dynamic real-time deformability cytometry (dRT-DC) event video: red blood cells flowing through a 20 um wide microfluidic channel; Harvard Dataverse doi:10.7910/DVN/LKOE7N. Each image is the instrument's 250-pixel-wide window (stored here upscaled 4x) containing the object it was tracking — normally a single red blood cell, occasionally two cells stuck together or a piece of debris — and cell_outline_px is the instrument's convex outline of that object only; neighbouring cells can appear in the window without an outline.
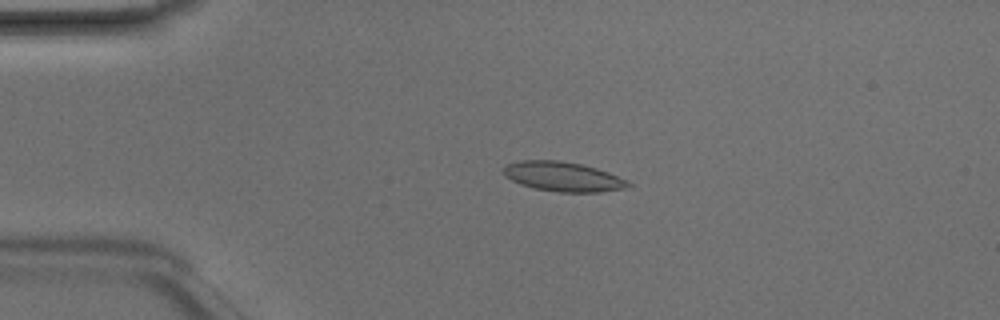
{"species": "Egyptian fruit bat (a non-hibernating species)", "species_latin": "Rousettus aegyptiacus", "temperature_condition": "room temperature", "stored_images_in_passage": 47, "camera_frame_rate_fps": 3000, "um_per_image_px": 0.085, "animal": {"sex": "male"}, "frame": {"image": 1, "passage_image": 10, "time_ms": 3.0, "image_size_px": [1000, 320], "cell_outline_px": [[632, 184], [628, 188], [600, 192], [560, 192], [536, 188], [520, 184], [504, 176], [504, 168], [508, 164], [520, 160], [560, 160], [580, 164], [596, 168], [608, 172], [628, 180]], "centroid_in_image_um": [47.89, 15.01], "position_along_channel_um": 37.1, "area_um2": 21.44}}
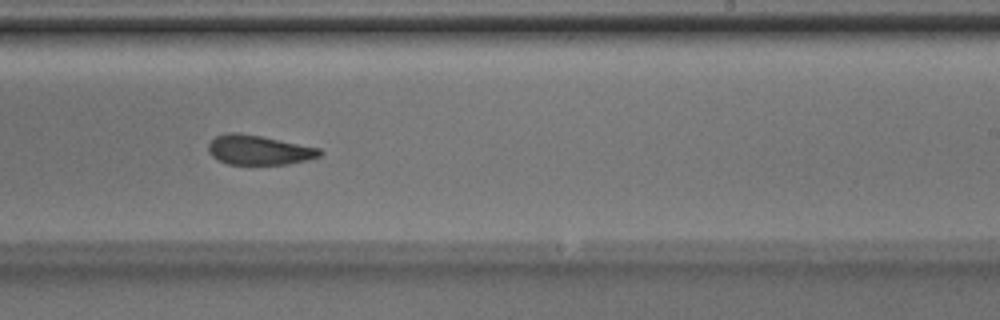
{"frame": {"image": 2, "passage_image": 29, "time_ms": 9.333, "image_size_px": [1000, 320], "cell_outline_px": [[324, 152], [320, 156], [308, 160], [288, 164], [228, 164], [212, 156], [208, 152], [208, 144], [216, 136], [228, 132], [236, 132], [260, 136], [320, 148]], "centroid_in_image_um": [22.01, 12.75], "position_along_channel_um": 267.0, "area_um2": 19.13}}
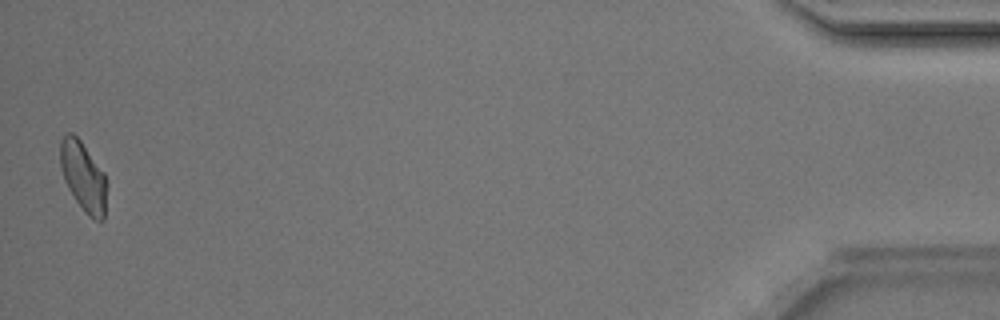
{"frame": {"image": 3, "passage_image": 47, "time_ms": 15.333, "image_size_px": [1000, 320], "cell_outline_px": [[108, 184], [104, 220], [96, 220], [88, 216], [84, 212], [68, 188], [64, 180], [60, 164], [60, 140], [68, 132], [72, 132], [80, 140], [104, 172]], "centroid_in_image_um": [7.1, 15.02], "position_along_channel_um": 428.1, "area_um2": 19.02}, "authors_computed_cell_mechanics": {"area_um2": 20.2878, "velocity_mm_per_s": 4.2033, "shape_relaxation_time_tau1_ms": 4.5729, "shape_relaxation_time_tau2_ms": 1.9745, "deformation_change_tau1": 0.102, "deformation_change_tau2": 0.0683}}